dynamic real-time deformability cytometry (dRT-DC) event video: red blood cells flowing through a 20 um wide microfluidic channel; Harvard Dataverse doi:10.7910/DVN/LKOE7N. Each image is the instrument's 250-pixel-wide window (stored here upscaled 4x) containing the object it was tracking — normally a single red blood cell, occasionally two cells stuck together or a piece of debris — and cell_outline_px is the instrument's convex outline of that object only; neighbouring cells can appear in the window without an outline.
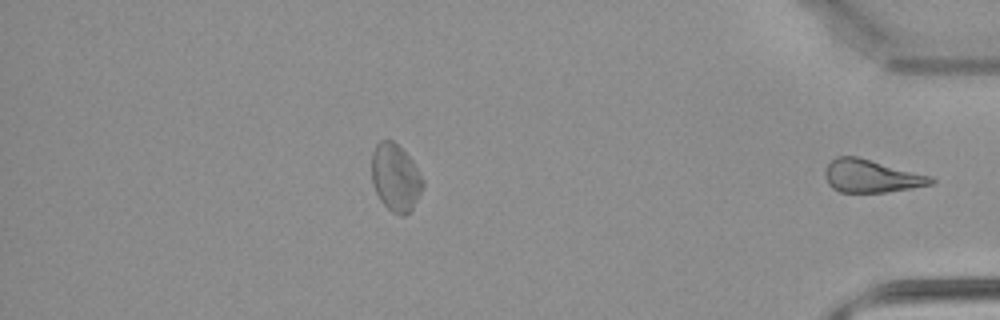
{"species": "common noctule bat (a hibernating species)", "species_latin": "Nyctalus noctula", "temperature_condition": "warm", "stored_images_in_passage": 31, "segment_of_instrument_passage": [2, 2], "camera_frame_rate_fps": 3000, "um_per_image_px": 0.085, "animal": {"sex": "male", "body_mass_g": 21.5, "forearm_length_mm": 52.0}, "frame": {"image": 1, "passage_image": 31, "time_ms": 10.0, "image_size_px": [1000, 320], "cell_outline_px": [[936, 180], [932, 184], [912, 188], [884, 192], [840, 192], [832, 188], [828, 184], [824, 176], [824, 168], [836, 156], [856, 156], [932, 176]], "centroid_in_image_um": [74.03, 14.97], "position_along_channel_um": 361.2, "area_um2": 20.29}}